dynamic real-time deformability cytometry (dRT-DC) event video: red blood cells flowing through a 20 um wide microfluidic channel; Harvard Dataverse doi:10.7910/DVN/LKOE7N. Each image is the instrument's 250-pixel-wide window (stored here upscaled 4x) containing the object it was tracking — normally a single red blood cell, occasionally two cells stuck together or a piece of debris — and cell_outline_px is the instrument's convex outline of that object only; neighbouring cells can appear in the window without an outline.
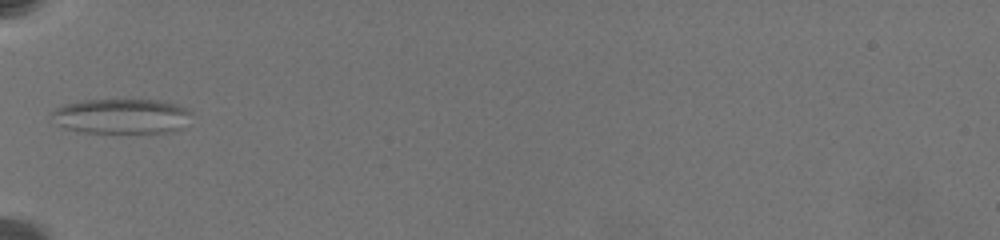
{"species": "common noctule bat (a hibernating species)", "species_latin": "Nyctalus noctula", "temperature_condition": "warm", "stored_images_in_passage": 36, "camera_frame_rate_fps": 3000, "um_per_image_px": 0.085, "animal": {"sex": "female", "body_mass_g": 19.5, "forearm_length_mm": 54.1}, "frame": {"image": 1, "passage_image": 1, "time_ms": 0.0, "image_size_px": [1000, 240], "cell_outline_px": [[192, 112], [180, 128], [168, 132], [84, 132], [64, 128], [48, 116], [56, 108], [64, 104], [84, 100], [160, 100], [188, 108]], "centroid_in_image_um": [10.28, 9.86], "position_along_channel_um": 74.7, "area_um2": 28.21}}
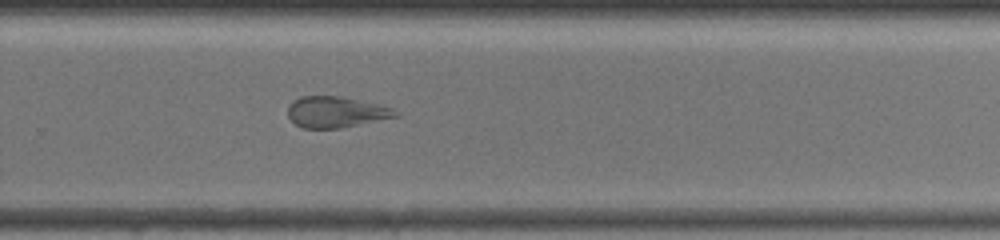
{"frame": {"image": 2, "passage_image": 19, "time_ms": 6.667, "image_size_px": [1000, 240], "cell_outline_px": [[400, 116], [340, 128], [304, 128], [296, 124], [288, 116], [288, 104], [292, 100], [300, 96], [340, 96], [376, 104], [392, 108]], "centroid_in_image_um": [28.51, 9.52], "position_along_channel_um": 301.3, "area_um2": 19.31}}
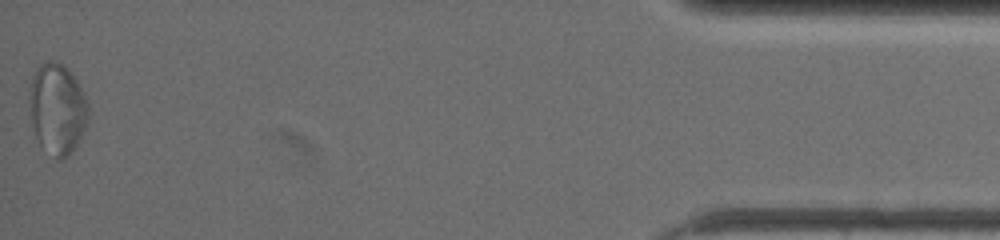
{"frame": {"image": 3, "passage_image": 35, "time_ms": 12.667, "image_size_px": [1000, 240], "cell_outline_px": [[88, 116], [80, 136], [76, 144], [68, 156], [60, 160], [56, 160], [40, 144], [36, 136], [32, 124], [28, 100], [32, 80], [40, 64], [48, 60], [52, 60], [64, 64], [68, 68], [76, 80], [88, 104]], "centroid_in_image_um": [4.85, 9.24], "position_along_channel_um": 430.4, "area_um2": 30.75}, "authors_computed_cell_mechanics": {"area_um2": 21.8773, "velocity_mm_per_s": 3.4245, "shape_relaxation_time_tau1_ms": null, "shape_relaxation_time_tau2_ms": 1.1773, "deformation_change_tau1": null, "deformation_change_tau2": 0.09}}